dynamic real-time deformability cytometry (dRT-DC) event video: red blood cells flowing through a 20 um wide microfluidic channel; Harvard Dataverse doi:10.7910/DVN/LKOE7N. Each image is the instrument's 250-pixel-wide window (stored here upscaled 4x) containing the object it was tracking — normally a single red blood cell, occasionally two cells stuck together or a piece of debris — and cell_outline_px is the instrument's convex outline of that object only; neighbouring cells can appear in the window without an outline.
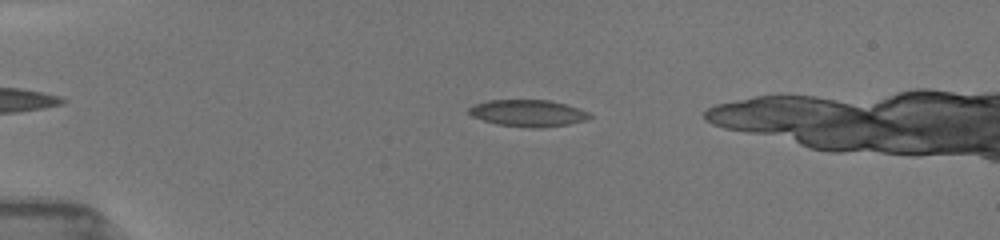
{"species": "common noctule bat (a hibernating species)", "species_latin": "Nyctalus noctula", "temperature_condition": "room temperature", "stored_images_in_passage": 32, "camera_frame_rate_fps": 3000, "um_per_image_px": 0.085, "animal": {"sex": "female", "body_mass_g": 19.5, "forearm_length_mm": 54.1}, "frame": {"image": 1, "passage_image": 11, "time_ms": 3.667, "image_size_px": [1000, 240], "cell_outline_px": [[592, 116], [588, 120], [568, 124], [540, 128], [536, 128], [496, 124], [472, 116], [468, 112], [468, 108], [472, 104], [488, 100], [548, 100], [580, 108], [588, 112]], "centroid_in_image_um": [44.88, 9.61], "position_along_channel_um": 40.1, "area_um2": 18.84}}
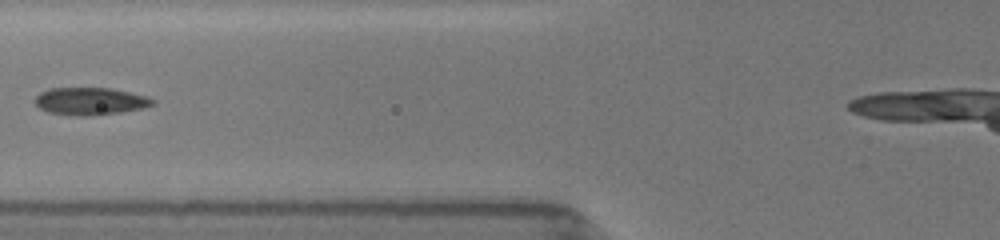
{"frame": {"image": 2, "passage_image": 18, "time_ms": 6.667, "image_size_px": [1000, 240], "cell_outline_px": [[156, 104], [144, 108], [120, 112], [92, 116], [76, 116], [48, 112], [40, 108], [36, 104], [36, 96], [40, 92], [48, 88], [112, 88], [148, 96], [156, 100]], "centroid_in_image_um": [7.72, 8.6], "position_along_channel_um": 118.1, "area_um2": 19.02}}
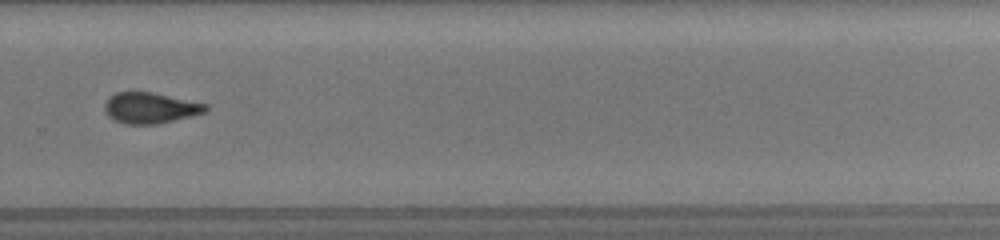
{"frame": {"image": 3, "passage_image": 30, "time_ms": 11.667, "image_size_px": [1000, 240], "cell_outline_px": [[208, 108], [204, 112], [156, 124], [124, 124], [108, 116], [104, 108], [104, 104], [108, 96], [116, 92], [152, 92], [208, 104]], "centroid_in_image_um": [12.72, 9.16], "position_along_channel_um": 317.1, "area_um2": 17.98}}